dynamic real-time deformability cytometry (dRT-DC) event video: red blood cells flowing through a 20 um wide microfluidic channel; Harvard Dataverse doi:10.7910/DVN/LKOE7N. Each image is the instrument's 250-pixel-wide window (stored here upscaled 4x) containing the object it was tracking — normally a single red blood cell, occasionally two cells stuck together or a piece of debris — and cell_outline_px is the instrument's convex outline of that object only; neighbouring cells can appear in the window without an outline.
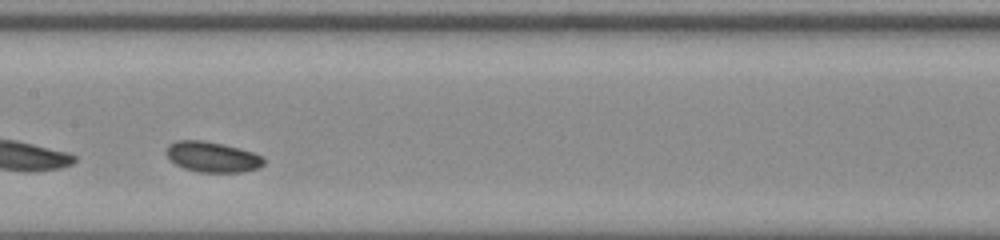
{"species": "common noctule bat (a hibernating species)", "species_latin": "Nyctalus noctula", "temperature_condition": "room temperature", "stored_images_in_passage": 28, "camera_frame_rate_fps": 3000, "um_per_image_px": 0.085, "animal": {"sex": "male", "body_mass_g": 20.0, "forearm_length_mm": 53.3}, "frame": {"image": 1, "passage_image": 13, "time_ms": 4.0, "image_size_px": [1000, 240], "cell_outline_px": [[264, 164], [260, 168], [240, 172], [200, 172], [184, 168], [176, 164], [168, 156], [168, 144], [176, 140], [204, 140], [224, 144], [240, 148], [252, 152], [260, 156], [264, 160]], "centroid_in_image_um": [18.07, 13.33], "position_along_channel_um": 189.3, "area_um2": 17.17}, "authors_computed_cell_mechanics": {"area_um2": 17.5712, "velocity_mm_per_s": 3.761, "shape_relaxation_time_tau1_ms": 1.4738, "shape_relaxation_time_tau2_ms": null, "deformation_change_tau1": 0.0304, "deformation_change_tau2": null}}